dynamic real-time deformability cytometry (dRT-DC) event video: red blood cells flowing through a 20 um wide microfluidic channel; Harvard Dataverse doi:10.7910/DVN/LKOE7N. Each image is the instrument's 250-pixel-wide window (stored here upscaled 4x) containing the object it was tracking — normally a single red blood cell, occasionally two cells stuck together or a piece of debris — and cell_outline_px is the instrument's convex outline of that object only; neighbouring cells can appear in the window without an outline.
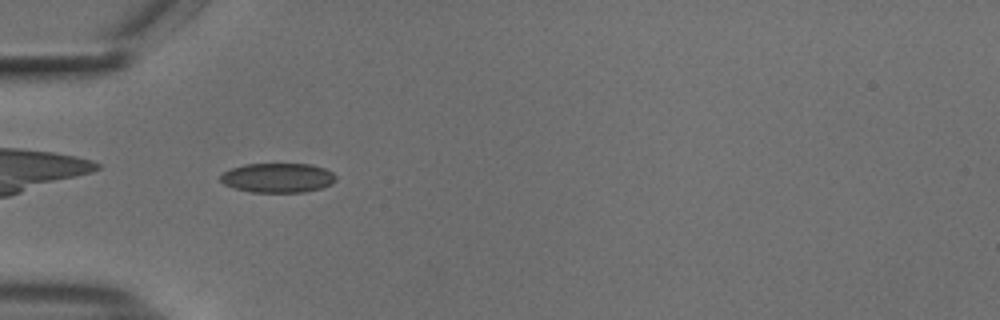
{"species": "common noctule bat (a hibernating species)", "species_latin": "Nyctalus noctula", "temperature_condition": "cold", "stored_images_in_passage": 40, "camera_frame_rate_fps": 3000, "um_per_image_px": 0.085, "animal": {"sex": "male", "body_mass_g": 18.8}, "frame": {"image": 1, "passage_image": 3, "time_ms": 0.667, "image_size_px": [1000, 320], "cell_outline_px": [[336, 180], [332, 184], [320, 188], [304, 192], [252, 192], [236, 188], [224, 184], [220, 180], [220, 176], [224, 172], [232, 168], [244, 164], [312, 164], [324, 168], [332, 172], [336, 176]], "centroid_in_image_um": [23.63, 15.11], "position_along_channel_um": 61.4, "area_um2": 19.77}}
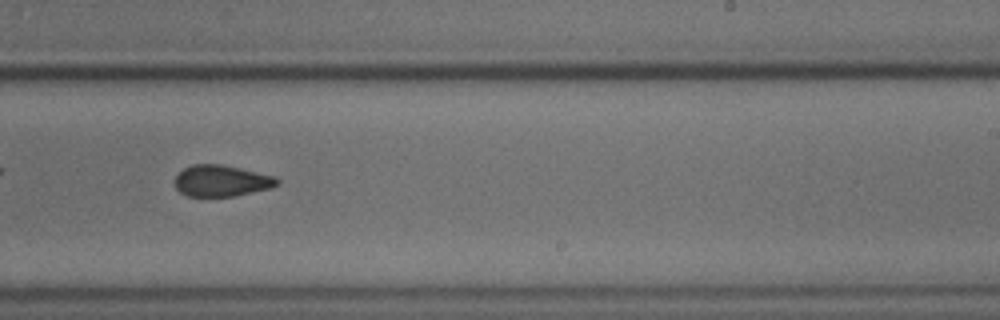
{"frame": {"image": 2, "passage_image": 20, "time_ms": 6.333, "image_size_px": [1000, 320], "cell_outline_px": [[280, 184], [272, 188], [236, 196], [188, 196], [180, 192], [176, 188], [176, 176], [184, 168], [192, 164], [220, 164], [240, 168], [276, 176], [280, 180]], "centroid_in_image_um": [18.88, 15.37], "position_along_channel_um": 270.1, "area_um2": 18.79}}
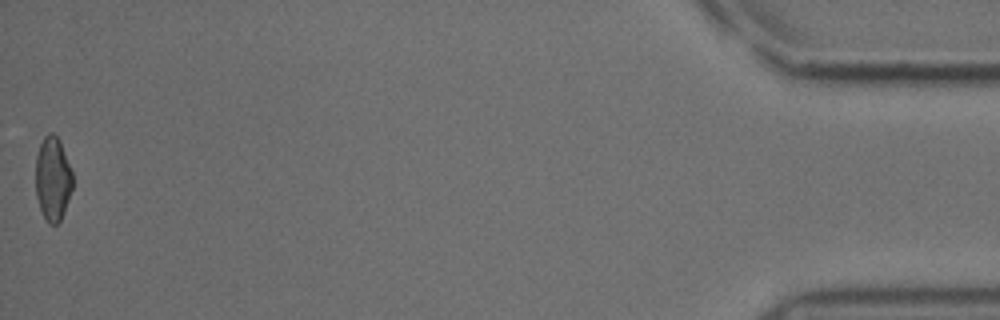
{"frame": {"image": 3, "passage_image": 40, "time_ms": 13.0, "image_size_px": [1000, 320], "cell_outline_px": [[72, 188], [68, 200], [60, 220], [56, 224], [48, 224], [40, 208], [36, 196], [36, 156], [40, 144], [44, 136], [48, 132], [52, 132], [60, 140], [72, 172]], "centroid_in_image_um": [4.48, 15.17], "position_along_channel_um": 430.7, "area_um2": 17.98}, "authors_computed_cell_mechanics": {"area_um2": 19.363, "velocity_mm_per_s": 3.7413, "shape_relaxation_time_tau1_ms": 4.5533, "shape_relaxation_time_tau2_ms": 2.7113, "deformation_change_tau1": 0.0865, "deformation_change_tau2": 0.0782}}